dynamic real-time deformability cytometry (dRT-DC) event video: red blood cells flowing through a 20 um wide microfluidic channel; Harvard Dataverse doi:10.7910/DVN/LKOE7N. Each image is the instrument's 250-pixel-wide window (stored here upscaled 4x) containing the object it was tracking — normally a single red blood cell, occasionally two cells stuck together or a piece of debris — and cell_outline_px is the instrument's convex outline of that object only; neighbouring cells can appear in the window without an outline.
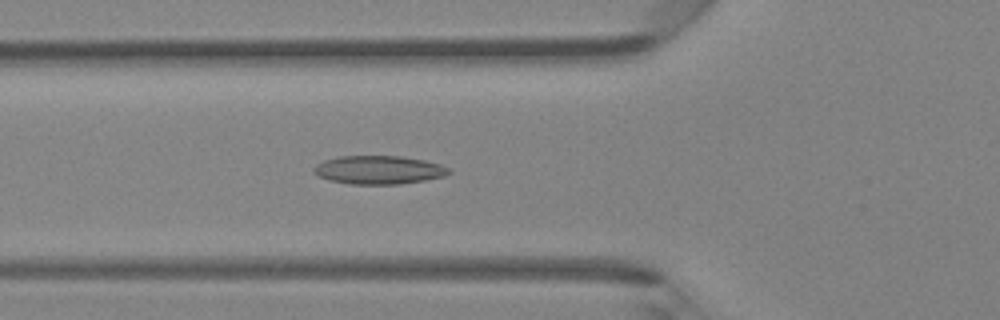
{"species": "Egyptian fruit bat (a non-hibernating species)", "species_latin": "Rousettus aegyptiacus", "temperature_condition": "room temperature", "stored_images_in_passage": 47, "camera_frame_rate_fps": 3000, "um_per_image_px": 0.085, "animal": {"sex": "female"}, "frame": {"image": 1, "passage_image": 17, "time_ms": 5.333, "image_size_px": [1000, 320], "cell_outline_px": [[452, 172], [444, 176], [424, 180], [400, 184], [348, 184], [328, 180], [320, 176], [312, 168], [316, 164], [324, 160], [340, 156], [400, 156], [424, 160], [440, 164], [448, 168]], "centroid_in_image_um": [32.19, 14.44], "position_along_channel_um": 93.6, "area_um2": 22.31}}
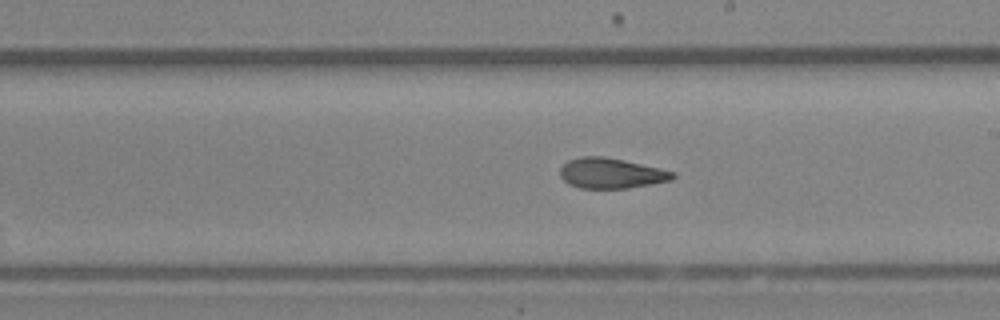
{"frame": {"image": 2, "passage_image": 27, "time_ms": 8.667, "image_size_px": [1000, 320], "cell_outline_px": [[676, 176], [672, 180], [652, 184], [628, 188], [580, 188], [568, 184], [560, 176], [560, 168], [568, 160], [580, 156], [604, 156], [624, 160], [660, 168], [676, 172]], "centroid_in_image_um": [51.96, 14.72], "position_along_channel_um": 237.0, "area_um2": 20.06}}
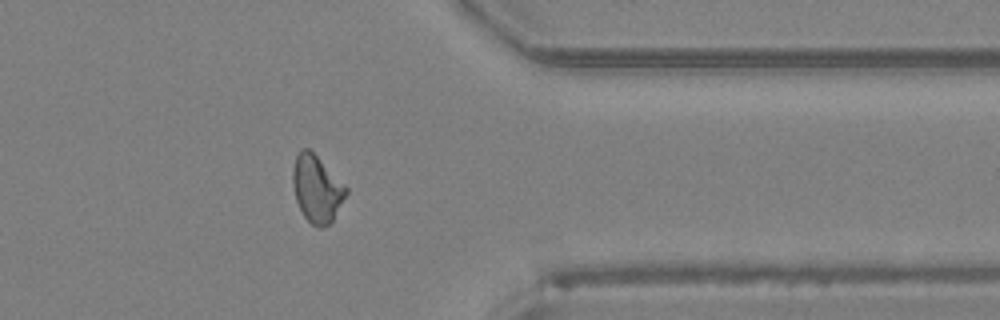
{"frame": {"image": 3, "passage_image": 38, "time_ms": 12.333, "image_size_px": [1000, 320], "cell_outline_px": [[348, 192], [332, 220], [324, 228], [316, 228], [304, 216], [296, 200], [292, 180], [292, 168], [296, 156], [300, 148], [308, 148], [348, 188]], "centroid_in_image_um": [26.91, 16.05], "position_along_channel_um": 384.5, "area_um2": 20.52}, "authors_computed_cell_mechanics": {"area_um2": 20.9236, "velocity_mm_per_s": 4.3095, "shape_relaxation_time_tau1_ms": 8.5723, "shape_relaxation_time_tau2_ms": 1.7535, "deformation_change_tau1": 0.2127, "deformation_change_tau2": 0.0821}}